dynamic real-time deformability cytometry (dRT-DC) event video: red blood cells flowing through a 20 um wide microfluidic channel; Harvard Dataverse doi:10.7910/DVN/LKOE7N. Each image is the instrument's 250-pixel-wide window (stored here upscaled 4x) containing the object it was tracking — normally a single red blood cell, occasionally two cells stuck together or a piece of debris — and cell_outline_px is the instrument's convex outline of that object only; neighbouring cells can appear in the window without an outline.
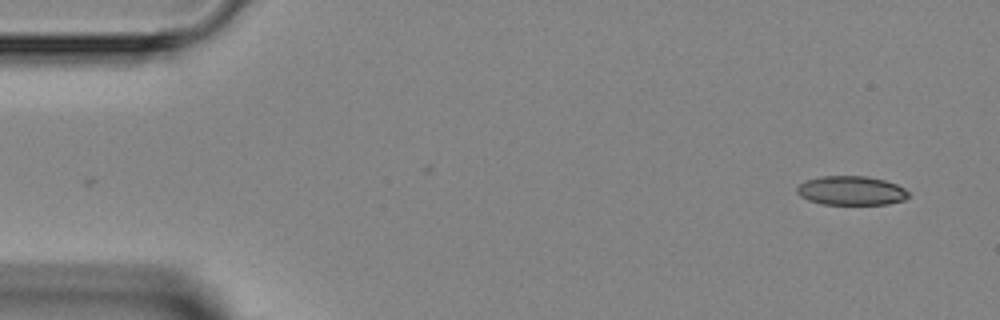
{"species": "Egyptian fruit bat (a non-hibernating species)", "species_latin": "Rousettus aegyptiacus", "temperature_condition": "room temperature", "stored_images_in_passage": 2, "camera_frame_rate_fps": 3000, "um_per_image_px": 0.085, "animal": {"sex": "female"}, "frame": {"image": 1, "passage_image": 2, "time_ms": 1.333, "image_size_px": [1000, 320], "cell_outline_px": [[908, 196], [904, 200], [888, 204], [824, 204], [808, 200], [800, 196], [796, 192], [796, 188], [804, 180], [820, 176], [864, 176], [884, 180], [896, 184], [904, 188], [908, 192]], "centroid_in_image_um": [72.32, 16.2], "position_along_channel_um": 12.7, "area_um2": 18.9}}